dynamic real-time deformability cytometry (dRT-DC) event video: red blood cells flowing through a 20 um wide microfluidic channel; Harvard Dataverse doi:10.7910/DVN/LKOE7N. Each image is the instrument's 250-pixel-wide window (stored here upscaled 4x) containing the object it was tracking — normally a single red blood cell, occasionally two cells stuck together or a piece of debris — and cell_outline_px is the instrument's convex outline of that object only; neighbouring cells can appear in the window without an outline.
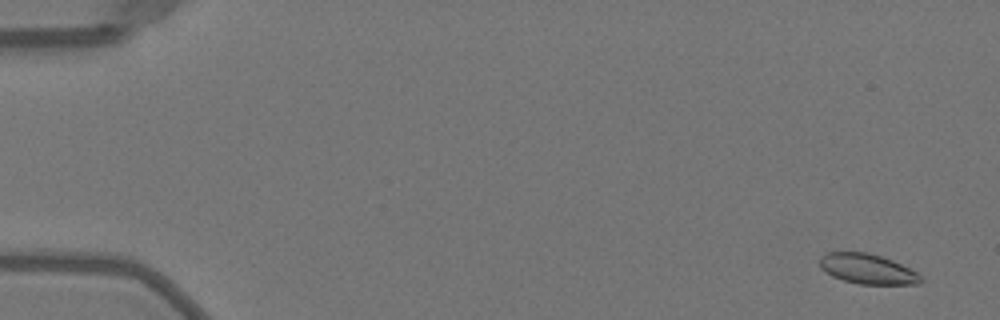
{"species": "Egyptian fruit bat (a non-hibernating species)", "species_latin": "Rousettus aegyptiacus", "temperature_condition": "warm", "stored_images_in_passage": 52, "camera_frame_rate_fps": 3000, "um_per_image_px": 0.085, "animal": {"sex": "female"}, "frame": {"image": 1, "passage_image": 3, "time_ms": 0.667, "image_size_px": [1000, 320], "cell_outline_px": [[924, 280], [920, 284], [860, 284], [844, 280], [832, 276], [824, 272], [820, 268], [820, 256], [828, 252], [868, 252], [892, 260], [916, 272]], "centroid_in_image_um": [73.71, 22.86], "position_along_channel_um": 11.3, "area_um2": 17.63}}
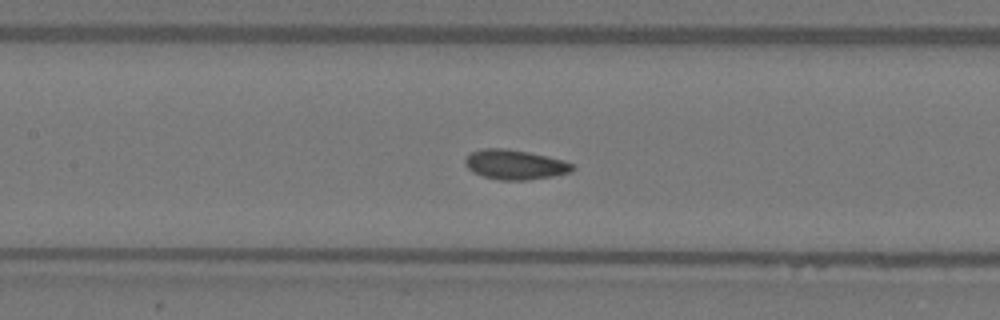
{"frame": {"image": 2, "passage_image": 25, "time_ms": 8.0, "image_size_px": [1000, 320], "cell_outline_px": [[576, 168], [572, 172], [552, 176], [528, 180], [500, 180], [484, 176], [468, 168], [464, 164], [464, 160], [472, 152], [484, 148], [504, 148], [528, 152], [548, 156], [564, 160], [576, 164]], "centroid_in_image_um": [43.84, 13.99], "position_along_channel_um": 163.6, "area_um2": 18.61}}
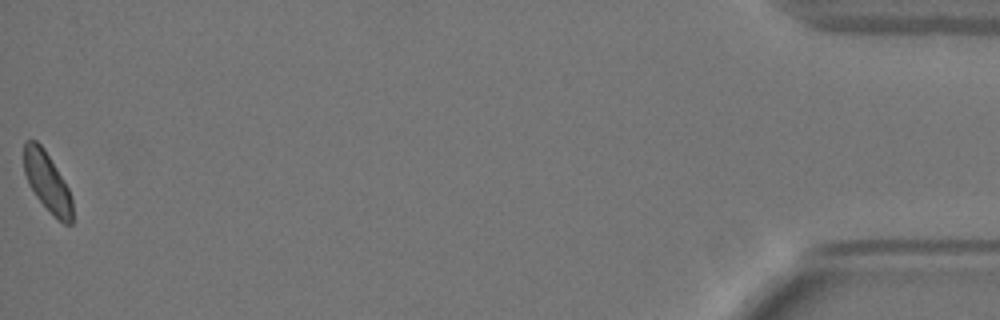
{"frame": {"image": 3, "passage_image": 52, "time_ms": 17.0, "image_size_px": [1000, 320], "cell_outline_px": [[72, 224], [64, 224], [36, 196], [28, 184], [24, 172], [24, 140], [36, 140], [44, 148], [68, 188], [72, 200]], "centroid_in_image_um": [3.99, 15.42], "position_along_channel_um": 431.2, "area_um2": 16.36}, "authors_computed_cell_mechanics": {"area_um2": 17.9758, "velocity_mm_per_s": 4.0175, "shape_relaxation_time_tau1_ms": 10.5985, "shape_relaxation_time_tau2_ms": 5.1334, "deformation_change_tau1": 0.1695, "deformation_change_tau2": 0.0746}}